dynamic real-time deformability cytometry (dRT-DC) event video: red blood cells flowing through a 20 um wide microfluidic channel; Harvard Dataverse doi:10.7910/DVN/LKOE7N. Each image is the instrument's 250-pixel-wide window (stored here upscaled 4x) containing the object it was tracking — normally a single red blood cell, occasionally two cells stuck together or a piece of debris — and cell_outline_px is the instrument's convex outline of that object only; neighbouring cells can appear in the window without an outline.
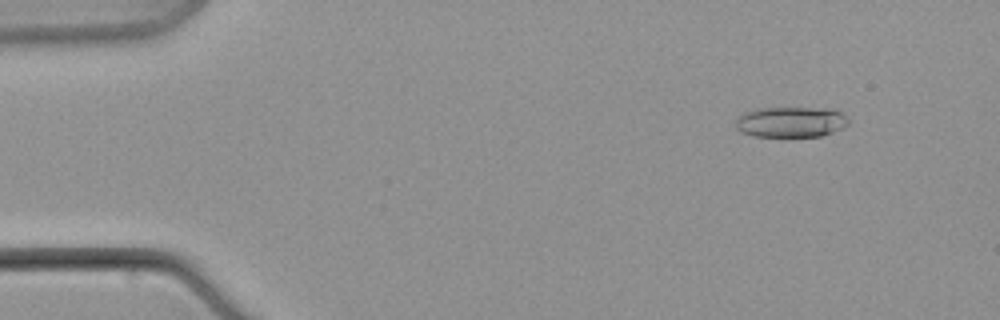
{"species": "common noctule bat (a hibernating species)", "species_latin": "Nyctalus noctula", "temperature_condition": "warm", "stored_images_in_passage": 8, "camera_frame_rate_fps": 3000, "um_per_image_px": 0.085, "animal": {"sex": "male", "body_mass_g": 21.5, "forearm_length_mm": 52.0}, "frame": {"image": 1, "passage_image": 3, "time_ms": 2.667, "image_size_px": [1000, 320], "cell_outline_px": [[848, 124], [832, 132], [820, 136], [756, 136], [740, 132], [736, 128], [736, 120], [744, 112], [756, 108], [836, 108], [848, 120]], "centroid_in_image_um": [67.21, 10.35], "position_along_channel_um": 17.8, "area_um2": 20.0}}
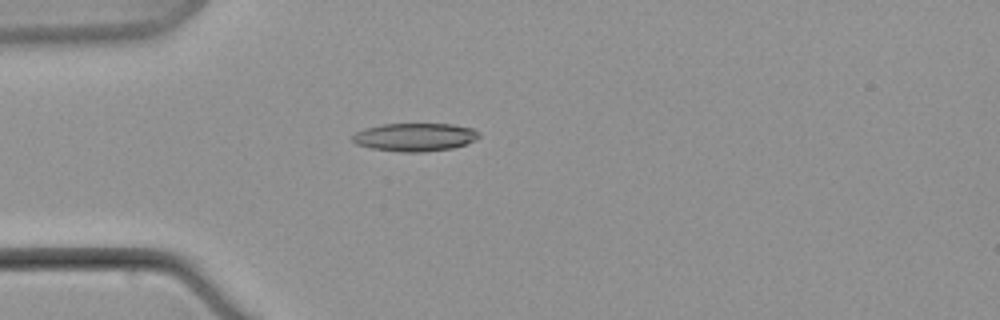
{"frame": {"image": 2, "passage_image": 7, "time_ms": 7.333, "image_size_px": [1000, 320], "cell_outline_px": [[480, 136], [476, 140], [452, 148], [424, 152], [400, 152], [372, 148], [356, 144], [352, 140], [352, 136], [356, 132], [364, 128], [380, 124], [452, 124], [472, 128]], "centroid_in_image_um": [35.23, 11.65], "position_along_channel_um": 49.8, "area_um2": 20.69}}